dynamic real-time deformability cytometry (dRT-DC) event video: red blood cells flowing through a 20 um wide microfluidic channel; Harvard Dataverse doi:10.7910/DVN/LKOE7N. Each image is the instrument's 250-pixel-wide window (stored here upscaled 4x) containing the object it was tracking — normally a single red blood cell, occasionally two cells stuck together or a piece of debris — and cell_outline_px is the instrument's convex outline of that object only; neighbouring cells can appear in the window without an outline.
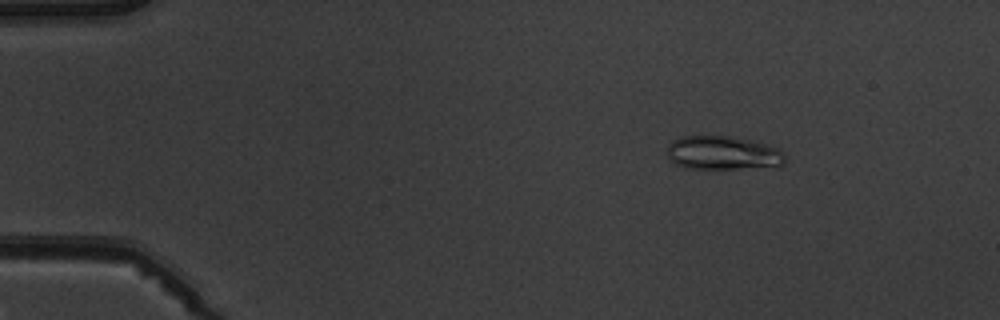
{"species": "common noctule bat (a hibernating species)", "species_latin": "Nyctalus noctula", "temperature_condition": "warm", "stored_images_in_passage": 4, "camera_frame_rate_fps": 3000, "um_per_image_px": 0.085, "animal": {"sex": "male", "body_mass_g": 19.5, "forearm_length_mm": 54.6}, "frame": {"image": 1, "passage_image": 2, "time_ms": 1.0, "image_size_px": [1000, 320], "cell_outline_px": [[784, 164], [736, 168], [684, 168], [668, 160], [668, 144], [672, 140], [680, 136], [728, 136], [748, 140], [764, 144], [776, 148], [784, 152]], "centroid_in_image_um": [61.35, 12.99], "position_along_channel_um": 23.7, "area_um2": 22.72}}
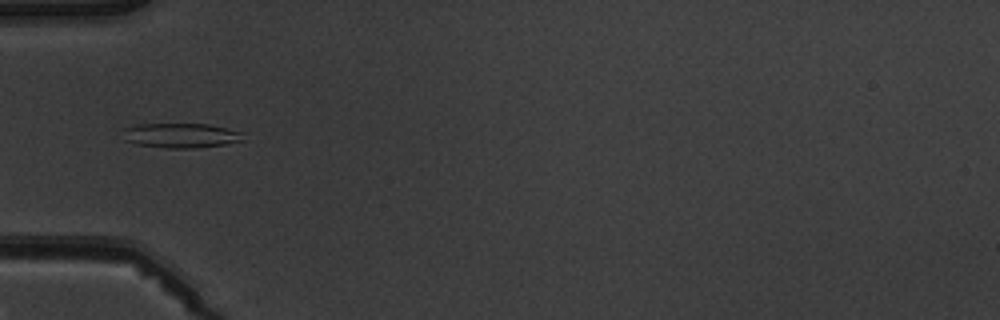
{"frame": {"image": 2, "passage_image": 4, "time_ms": 4.333, "image_size_px": [1000, 320], "cell_outline_px": [[244, 140], [224, 144], [196, 148], [164, 148], [136, 144], [124, 140], [124, 128], [136, 124], [208, 124], [244, 132]], "centroid_in_image_um": [15.38, 11.51], "position_along_channel_um": 69.6, "area_um2": 17.4}}